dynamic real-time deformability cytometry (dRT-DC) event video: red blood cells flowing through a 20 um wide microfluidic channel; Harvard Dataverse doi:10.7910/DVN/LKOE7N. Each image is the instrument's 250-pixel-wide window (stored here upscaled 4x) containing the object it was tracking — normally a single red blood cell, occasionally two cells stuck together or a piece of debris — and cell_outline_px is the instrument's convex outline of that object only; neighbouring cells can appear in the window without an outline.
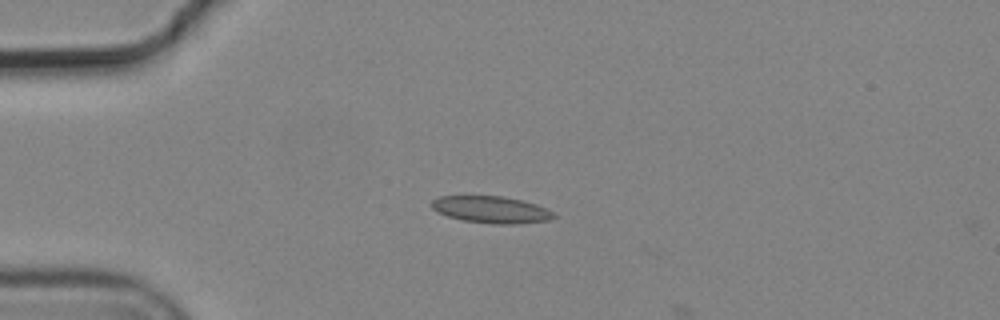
{"species": "common noctule bat (a hibernating species)", "species_latin": "Nyctalus noctula", "temperature_condition": "cold", "stored_images_in_passage": 2, "camera_frame_rate_fps": 3000, "um_per_image_px": 0.085, "animal": {"sex": "male", "body_mass_g": 19.2, "forearm_length_mm": 51.8}, "frame": {"image": 1, "passage_image": 1, "time_ms": 0.0, "image_size_px": [1000, 320], "cell_outline_px": [[556, 216], [548, 220], [516, 224], [496, 224], [464, 220], [448, 216], [436, 212], [432, 208], [432, 200], [440, 196], [504, 196], [536, 204], [552, 212]], "centroid_in_image_um": [41.73, 17.81], "position_along_channel_um": 43.3, "area_um2": 18.9}}